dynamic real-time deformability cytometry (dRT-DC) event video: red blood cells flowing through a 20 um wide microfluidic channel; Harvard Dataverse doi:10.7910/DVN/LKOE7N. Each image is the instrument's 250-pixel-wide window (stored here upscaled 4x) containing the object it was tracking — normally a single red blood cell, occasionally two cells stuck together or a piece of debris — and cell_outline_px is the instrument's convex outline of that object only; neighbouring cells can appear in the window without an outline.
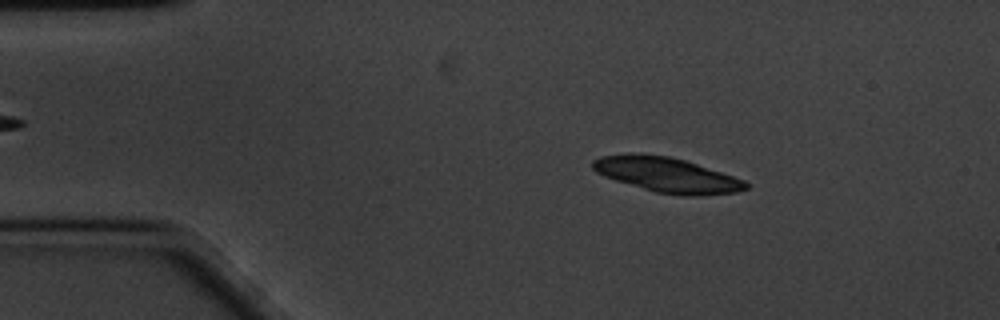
{"species": "common noctule bat (a hibernating species)", "species_latin": "Nyctalus noctula", "temperature_condition": "cold", "stored_images_in_passage": 58, "camera_frame_rate_fps": 3000, "um_per_image_px": 0.085, "animal": {"sex": "male", "body_mass_g": 20.1, "forearm_length_mm": 53.5}, "frame": {"image": 1, "passage_image": 9, "time_ms": 2.667, "image_size_px": [1000, 320], "cell_outline_px": [[748, 188], [736, 192], [696, 196], [680, 196], [656, 192], [616, 180], [604, 176], [596, 172], [592, 168], [592, 160], [600, 156], [624, 152], [636, 152], [668, 156], [684, 160], [744, 180], [748, 184]], "centroid_in_image_um": [56.62, 14.84], "position_along_channel_um": 28.4, "area_um2": 31.15}, "authors_computed_cell_mechanics": {"area_um2": 28.4376, "velocity_mm_per_s": 3.3582, "shape_relaxation_time_tau1_ms": 1.6839, "shape_relaxation_time_tau2_ms": 3.0698, "deformation_change_tau1": 0.1475, "deformation_change_tau2": 0.0929}}